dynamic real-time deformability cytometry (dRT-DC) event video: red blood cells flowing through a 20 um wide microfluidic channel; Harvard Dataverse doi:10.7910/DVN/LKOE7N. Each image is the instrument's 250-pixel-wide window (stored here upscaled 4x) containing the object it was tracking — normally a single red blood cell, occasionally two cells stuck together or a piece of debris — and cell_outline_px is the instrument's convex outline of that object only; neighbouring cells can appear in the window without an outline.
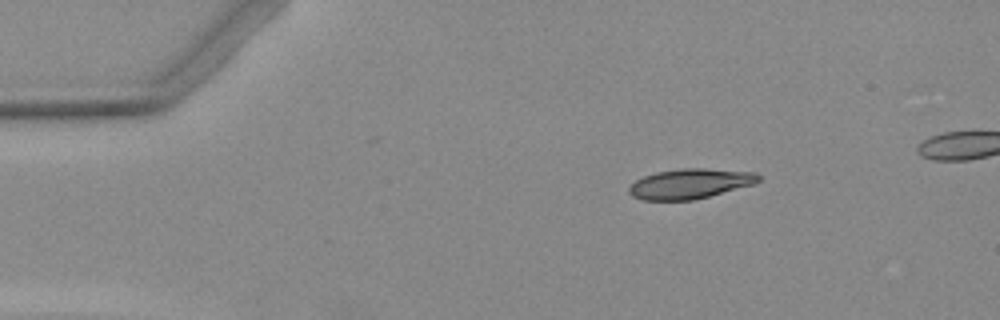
{"species": "Egyptian fruit bat (a non-hibernating species)", "species_latin": "Rousettus aegyptiacus", "temperature_condition": "warm", "stored_images_in_passage": 5, "camera_frame_rate_fps": 3000, "um_per_image_px": 0.085, "animal": {"sex": "female"}, "frame": {"image": 1, "passage_image": 5, "time_ms": 5.0, "image_size_px": [1000, 320], "cell_outline_px": [[760, 180], [756, 184], [692, 200], [640, 200], [632, 196], [628, 192], [628, 188], [636, 180], [644, 176], [656, 172], [680, 168], [704, 168], [756, 172], [760, 176]], "centroid_in_image_um": [58.66, 15.61], "position_along_channel_um": 26.3, "area_um2": 22.72}}